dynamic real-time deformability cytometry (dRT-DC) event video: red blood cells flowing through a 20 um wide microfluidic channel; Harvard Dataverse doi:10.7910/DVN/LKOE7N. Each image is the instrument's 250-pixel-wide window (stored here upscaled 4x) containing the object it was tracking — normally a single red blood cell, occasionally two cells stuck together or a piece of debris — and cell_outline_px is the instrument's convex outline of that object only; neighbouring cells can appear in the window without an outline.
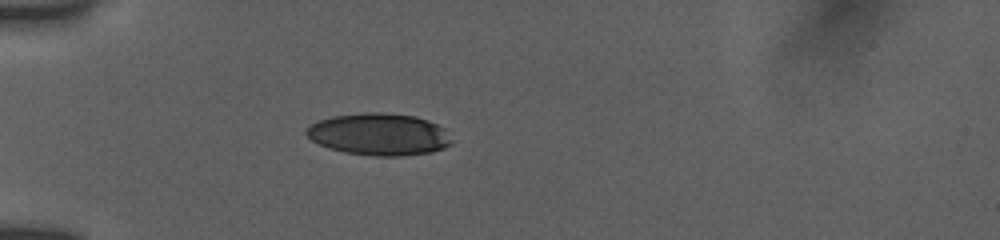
{"species": "human", "species_latin": "Homo sapiens", "temperature_condition": "room temperature", "stored_images_in_passage": 7, "camera_frame_rate_fps": 3000, "um_per_image_px": 0.085, "donor": {"sex": "female"}, "frame": {"image": 1, "passage_image": 1, "time_ms": 0.0, "image_size_px": [1000, 240], "cell_outline_px": [[452, 144], [444, 148], [432, 152], [400, 156], [376, 156], [344, 152], [320, 144], [312, 140], [304, 132], [312, 124], [320, 120], [332, 116], [364, 112], [380, 112], [416, 116], [428, 120], [444, 128], [452, 140]], "centroid_in_image_um": [32.26, 11.41], "position_along_channel_um": 52.7, "area_um2": 35.49}}
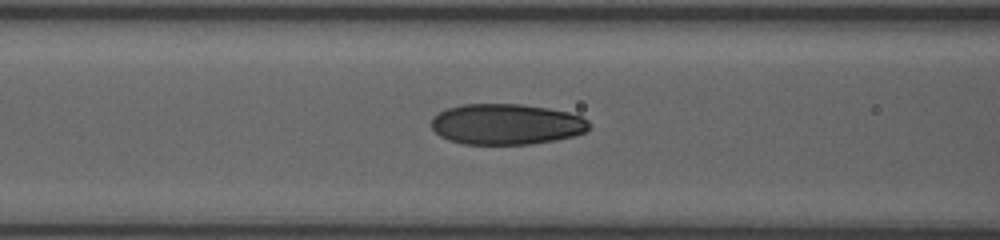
{"frame": {"image": 2, "passage_image": 5, "time_ms": 2.333, "image_size_px": [1000, 240], "cell_outline_px": [[592, 128], [584, 132], [572, 136], [556, 140], [532, 144], [464, 144], [448, 140], [440, 136], [432, 128], [432, 116], [448, 108], [460, 104], [520, 104], [548, 108], [568, 112], [580, 116], [588, 120], [592, 124]], "centroid_in_image_um": [43.06, 10.56], "position_along_channel_um": 123.5, "area_um2": 37.69}}
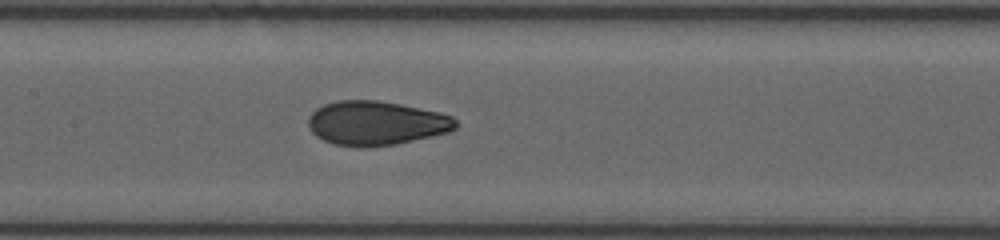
{"frame": {"image": 3, "passage_image": 7, "time_ms": 3.667, "image_size_px": [1000, 240], "cell_outline_px": [[460, 124], [456, 128], [448, 132], [396, 144], [368, 148], [360, 148], [336, 144], [324, 140], [316, 136], [308, 128], [308, 116], [316, 108], [324, 104], [336, 100], [376, 100], [400, 104], [440, 112], [452, 116]], "centroid_in_image_um": [31.96, 10.47], "position_along_channel_um": 175.4, "area_um2": 38.26}}